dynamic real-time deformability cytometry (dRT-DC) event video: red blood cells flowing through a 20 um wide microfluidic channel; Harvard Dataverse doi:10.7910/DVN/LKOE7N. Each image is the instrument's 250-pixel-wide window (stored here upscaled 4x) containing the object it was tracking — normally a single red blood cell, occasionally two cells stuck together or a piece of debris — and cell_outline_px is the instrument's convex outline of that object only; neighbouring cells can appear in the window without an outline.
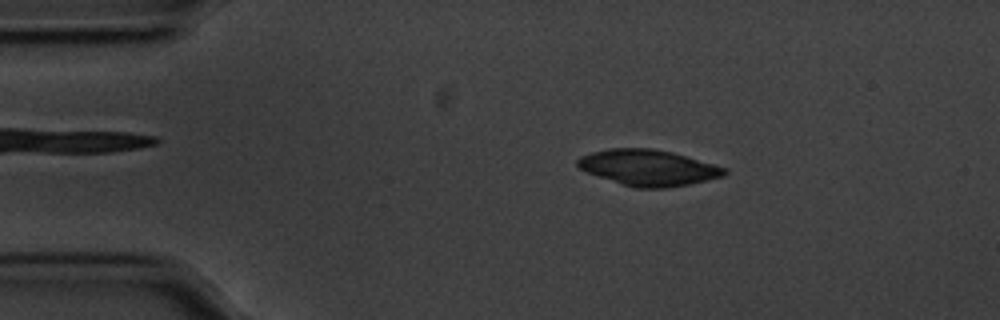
{"species": "common noctule bat (a hibernating species)", "species_latin": "Nyctalus noctula", "temperature_condition": "cold", "stored_images_in_passage": 52, "camera_frame_rate_fps": 3000, "um_per_image_px": 0.085, "animal": {"sex": "male", "body_mass_g": 20.1, "forearm_length_mm": 53.5}, "frame": {"image": 1, "passage_image": 6, "time_ms": 1.667, "image_size_px": [1000, 320], "cell_outline_px": [[728, 172], [724, 176], [708, 180], [688, 184], [664, 188], [636, 188], [588, 172], [580, 168], [576, 164], [576, 160], [580, 156], [592, 152], [608, 148], [652, 148], [672, 152], [728, 168]], "centroid_in_image_um": [55.13, 14.24], "position_along_channel_um": 29.9, "area_um2": 30.52}}